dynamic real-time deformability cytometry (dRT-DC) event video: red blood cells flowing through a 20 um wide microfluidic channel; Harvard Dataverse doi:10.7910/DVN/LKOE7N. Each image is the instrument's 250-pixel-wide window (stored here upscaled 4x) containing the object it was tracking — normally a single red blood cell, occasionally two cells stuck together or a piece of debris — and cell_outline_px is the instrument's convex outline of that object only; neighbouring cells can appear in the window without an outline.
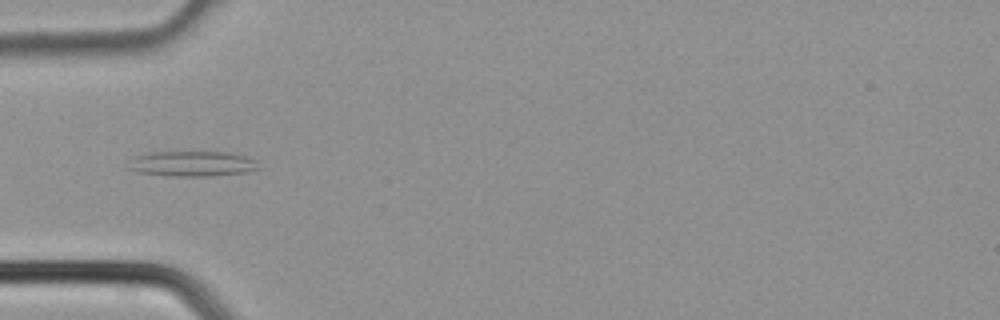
{"species": "common noctule bat (a hibernating species)", "species_latin": "Nyctalus noctula", "temperature_condition": "cold", "stored_images_in_passage": 4, "camera_frame_rate_fps": 3000, "um_per_image_px": 0.085, "animal": {"sex": "male", "body_mass_g": 21.5, "forearm_length_mm": 52.0}, "frame": {"image": 1, "passage_image": 4, "time_ms": 1.0, "image_size_px": [1000, 320], "cell_outline_px": [[260, 168], [244, 172], [208, 176], [172, 176], [140, 172], [128, 168], [128, 160], [132, 156], [148, 152], [232, 152], [248, 156], [256, 160]], "centroid_in_image_um": [16.32, 13.9], "position_along_channel_um": 68.7, "area_um2": 19.36}}